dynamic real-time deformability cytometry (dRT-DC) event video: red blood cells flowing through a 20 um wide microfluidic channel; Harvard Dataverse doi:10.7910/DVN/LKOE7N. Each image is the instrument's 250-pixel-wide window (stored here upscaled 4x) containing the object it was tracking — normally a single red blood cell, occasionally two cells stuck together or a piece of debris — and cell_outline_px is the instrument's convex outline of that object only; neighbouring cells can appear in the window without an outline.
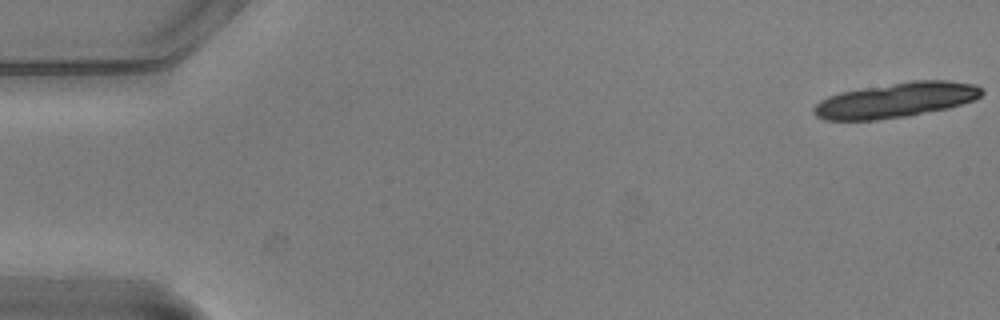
{"species": "common noctule bat (a hibernating species)", "species_latin": "Nyctalus noctula", "temperature_condition": "warm", "stored_images_in_passage": 19, "camera_frame_rate_fps": 3000, "um_per_image_px": 0.085, "animal": {"sex": "male", "body_mass_g": 20.5, "forearm_length_mm": 52.5}, "frame": {"image": 1, "passage_image": 1, "time_ms": 0.0, "image_size_px": [1000, 320], "cell_outline_px": [[984, 92], [980, 96], [972, 100], [948, 108], [908, 116], [876, 120], [824, 120], [816, 116], [812, 112], [812, 108], [820, 100], [828, 96], [840, 92], [912, 80], [948, 80], [976, 84], [984, 88]], "centroid_in_image_um": [76.15, 8.5], "position_along_channel_um": 8.8, "area_um2": 34.33}}